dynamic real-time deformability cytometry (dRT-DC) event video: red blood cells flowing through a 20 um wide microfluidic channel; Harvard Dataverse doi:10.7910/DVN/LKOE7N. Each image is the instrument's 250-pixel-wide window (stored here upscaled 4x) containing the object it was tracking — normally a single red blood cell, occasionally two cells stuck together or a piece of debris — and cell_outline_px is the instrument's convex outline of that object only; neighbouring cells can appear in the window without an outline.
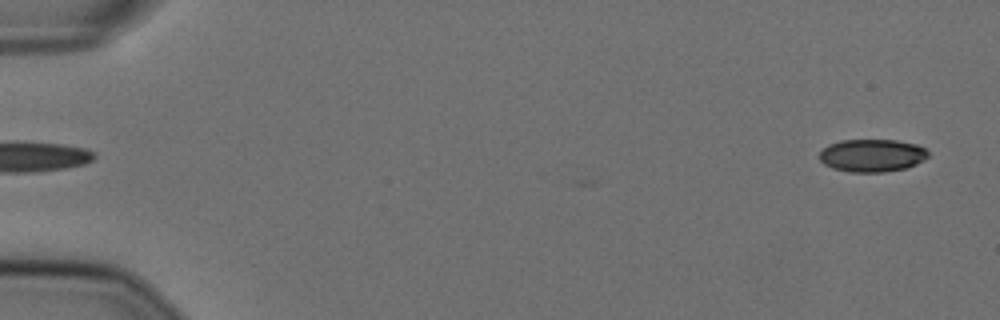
{"species": "Egyptian fruit bat (a non-hibernating species)", "species_latin": "Rousettus aegyptiacus", "temperature_condition": "cold", "stored_images_in_passage": 3, "camera_frame_rate_fps": 3000, "um_per_image_px": 0.085, "animal": {"sex": "female"}, "frame": {"image": 1, "passage_image": 3, "time_ms": 0.667, "image_size_px": [1000, 320], "cell_outline_px": [[928, 156], [924, 160], [916, 164], [904, 168], [884, 172], [848, 172], [832, 168], [824, 164], [820, 160], [820, 152], [828, 144], [840, 140], [896, 140], [916, 144], [924, 148], [928, 152]], "centroid_in_image_um": [74.11, 13.21], "position_along_channel_um": 10.9, "area_um2": 20.75}}